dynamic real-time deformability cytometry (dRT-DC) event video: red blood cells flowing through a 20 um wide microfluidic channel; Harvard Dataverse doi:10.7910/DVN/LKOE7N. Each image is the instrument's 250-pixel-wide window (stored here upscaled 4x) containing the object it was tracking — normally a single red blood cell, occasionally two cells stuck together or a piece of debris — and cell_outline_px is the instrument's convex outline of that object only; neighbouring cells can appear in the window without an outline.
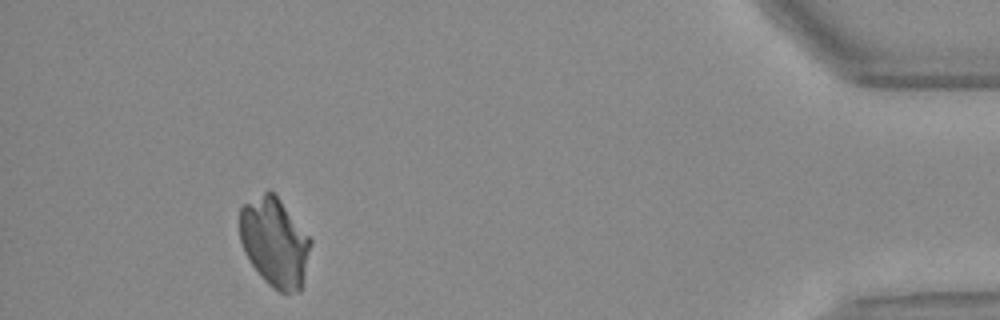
{"species": "Egyptian fruit bat (a non-hibernating species)", "species_latin": "Rousettus aegyptiacus", "temperature_condition": "warm", "stored_images_in_passage": 41, "camera_frame_rate_fps": 3000, "um_per_image_px": 0.085, "animal": {"sex": "female"}, "frame": {"image": 1, "passage_image": 37, "time_ms": 12.0, "image_size_px": [1000, 320], "cell_outline_px": [[312, 244], [300, 292], [288, 296], [280, 292], [268, 284], [260, 276], [248, 260], [244, 252], [240, 240], [240, 208], [244, 204], [268, 188], [280, 200], [312, 240]], "centroid_in_image_um": [23.34, 20.63], "position_along_channel_um": 411.9, "area_um2": 36.99}}